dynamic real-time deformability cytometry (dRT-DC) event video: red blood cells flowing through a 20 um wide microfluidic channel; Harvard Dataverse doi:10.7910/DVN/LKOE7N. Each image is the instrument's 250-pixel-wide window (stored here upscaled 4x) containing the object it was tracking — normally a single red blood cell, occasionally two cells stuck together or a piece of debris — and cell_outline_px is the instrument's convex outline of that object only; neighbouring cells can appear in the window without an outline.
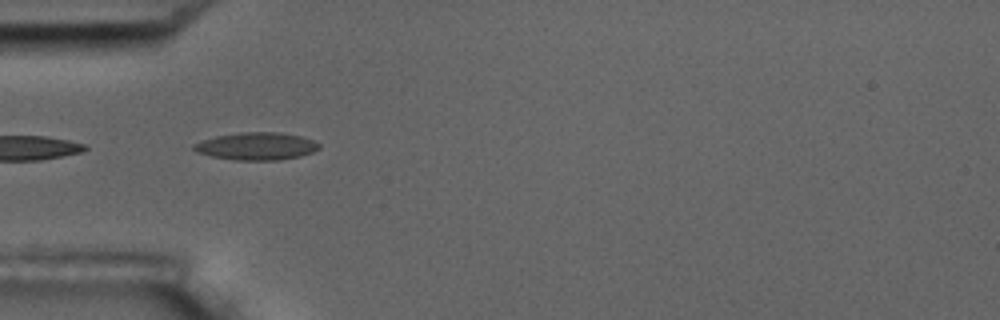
{"species": "common noctule bat (a hibernating species)", "species_latin": "Nyctalus noctula", "temperature_condition": "room temperature", "stored_images_in_passage": 3, "camera_frame_rate_fps": 3000, "um_per_image_px": 0.085, "animal": {"sex": "male", "body_mass_g": 17.5, "forearm_length_mm": 52.3}, "frame": {"image": 1, "passage_image": 2, "time_ms": 0.333, "image_size_px": [1000, 320], "cell_outline_px": [[320, 148], [312, 152], [300, 156], [280, 160], [236, 160], [212, 156], [196, 152], [192, 148], [192, 144], [216, 136], [240, 132], [280, 132], [300, 136], [312, 140], [320, 144]], "centroid_in_image_um": [21.8, 12.42], "position_along_channel_um": 63.2, "area_um2": 20.06}}